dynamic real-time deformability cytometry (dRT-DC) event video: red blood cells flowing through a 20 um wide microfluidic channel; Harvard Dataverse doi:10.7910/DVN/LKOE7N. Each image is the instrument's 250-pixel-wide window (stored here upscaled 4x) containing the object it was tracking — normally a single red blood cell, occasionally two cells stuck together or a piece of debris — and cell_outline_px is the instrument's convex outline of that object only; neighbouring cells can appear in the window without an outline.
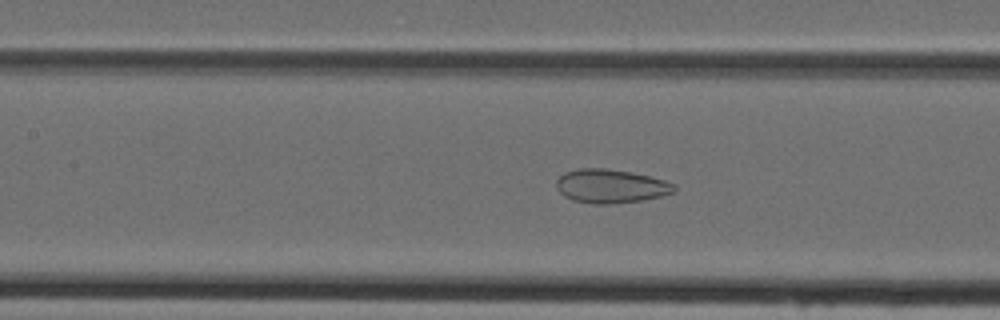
{"species": "Egyptian fruit bat (a non-hibernating species)", "species_latin": "Rousettus aegyptiacus", "temperature_condition": "cold", "stored_images_in_passage": 41, "camera_frame_rate_fps": 3000, "um_per_image_px": 0.085, "animal": {"sex": "female"}, "frame": {"image": 1, "passage_image": 14, "time_ms": 4.333, "image_size_px": [1000, 320], "cell_outline_px": [[676, 192], [660, 196], [640, 200], [612, 204], [592, 204], [572, 200], [564, 196], [556, 188], [556, 180], [564, 172], [580, 168], [604, 168], [632, 172], [664, 180], [676, 184]], "centroid_in_image_um": [51.9, 15.82], "position_along_channel_um": 155.5, "area_um2": 23.29}}
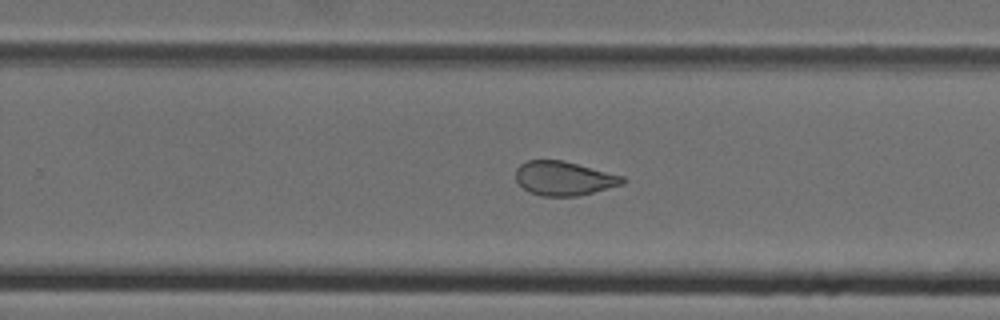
{"frame": {"image": 2, "passage_image": 23, "time_ms": 7.333, "image_size_px": [1000, 320], "cell_outline_px": [[624, 184], [576, 196], [544, 196], [532, 192], [524, 188], [516, 180], [516, 168], [520, 164], [528, 160], [564, 160], [624, 176]], "centroid_in_image_um": [47.94, 15.14], "position_along_channel_um": 281.9, "area_um2": 21.04}}
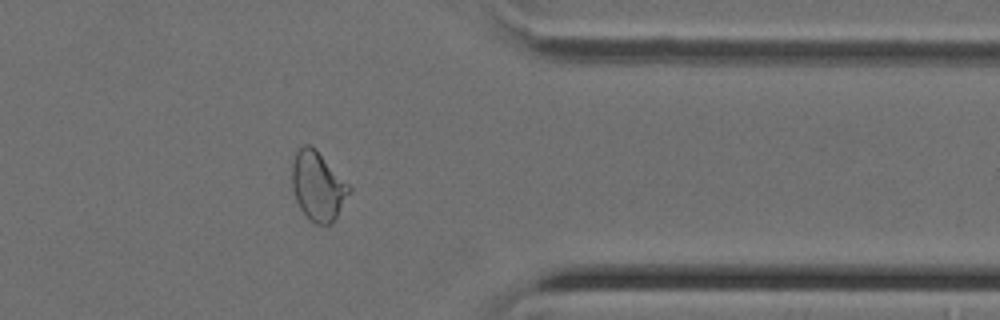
{"frame": {"image": 3, "passage_image": 31, "time_ms": 10.0, "image_size_px": [1000, 320], "cell_outline_px": [[352, 188], [336, 216], [328, 224], [316, 224], [300, 208], [296, 200], [292, 188], [292, 164], [296, 152], [304, 144], [308, 144], [316, 148], [352, 184]], "centroid_in_image_um": [27.05, 15.75], "position_along_channel_um": 384.4, "area_um2": 23.06}}